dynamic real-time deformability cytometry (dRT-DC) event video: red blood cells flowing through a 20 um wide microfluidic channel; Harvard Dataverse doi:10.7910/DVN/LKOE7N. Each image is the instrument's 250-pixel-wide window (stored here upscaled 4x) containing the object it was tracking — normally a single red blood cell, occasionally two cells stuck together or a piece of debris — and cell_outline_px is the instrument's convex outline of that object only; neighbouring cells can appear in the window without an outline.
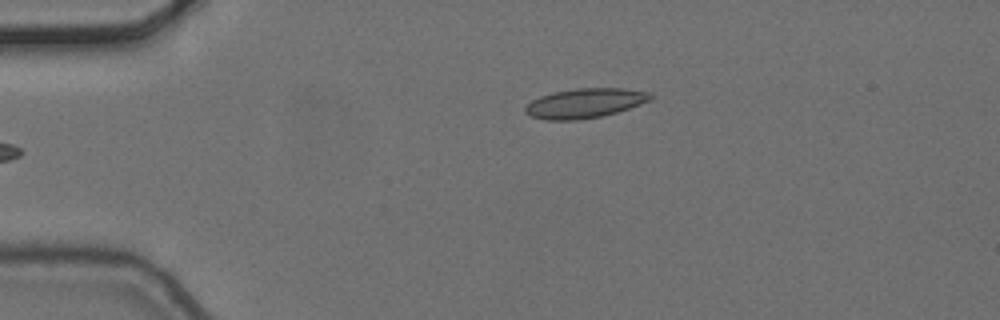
{"species": "common noctule bat (a hibernating species)", "species_latin": "Nyctalus noctula", "temperature_condition": "cold", "stored_images_in_passage": 3, "camera_frame_rate_fps": 3000, "um_per_image_px": 0.085, "animal": {"sex": "female", "body_mass_g": 24.6, "forearm_length_mm": 56.2}, "frame": {"image": 1, "passage_image": 3, "time_ms": 0.667, "image_size_px": [1000, 320], "cell_outline_px": [[652, 100], [616, 112], [600, 116], [580, 120], [544, 120], [532, 116], [524, 112], [524, 108], [532, 100], [540, 96], [552, 92], [576, 88], [624, 88], [652, 92]], "centroid_in_image_um": [49.72, 8.76], "position_along_channel_um": 35.3, "area_um2": 21.68}}